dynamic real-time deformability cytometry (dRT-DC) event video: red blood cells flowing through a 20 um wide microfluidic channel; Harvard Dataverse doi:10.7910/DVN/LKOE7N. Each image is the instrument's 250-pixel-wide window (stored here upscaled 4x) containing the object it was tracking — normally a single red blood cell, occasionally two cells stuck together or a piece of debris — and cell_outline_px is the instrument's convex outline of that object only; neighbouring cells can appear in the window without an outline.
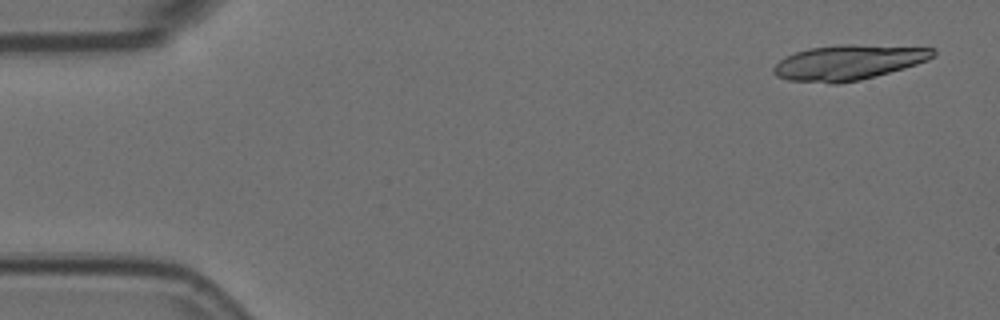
{"species": "Egyptian fruit bat (a non-hibernating species)", "species_latin": "Rousettus aegyptiacus", "temperature_condition": "room temperature", "stored_images_in_passage": 10, "segment_of_instrument_passage": [1, 2], "camera_frame_rate_fps": 3000, "um_per_image_px": 0.085, "animal": {"sex": "female"}, "frame": {"image": 1, "passage_image": 1, "time_ms": 0.0, "image_size_px": [1000, 320], "cell_outline_px": [[936, 56], [928, 60], [904, 68], [860, 80], [836, 84], [832, 84], [788, 80], [776, 76], [772, 72], [772, 68], [780, 60], [796, 52], [808, 48], [840, 44], [852, 44], [936, 48]], "centroid_in_image_um": [72.12, 5.31], "position_along_channel_um": 12.9, "area_um2": 32.71}}